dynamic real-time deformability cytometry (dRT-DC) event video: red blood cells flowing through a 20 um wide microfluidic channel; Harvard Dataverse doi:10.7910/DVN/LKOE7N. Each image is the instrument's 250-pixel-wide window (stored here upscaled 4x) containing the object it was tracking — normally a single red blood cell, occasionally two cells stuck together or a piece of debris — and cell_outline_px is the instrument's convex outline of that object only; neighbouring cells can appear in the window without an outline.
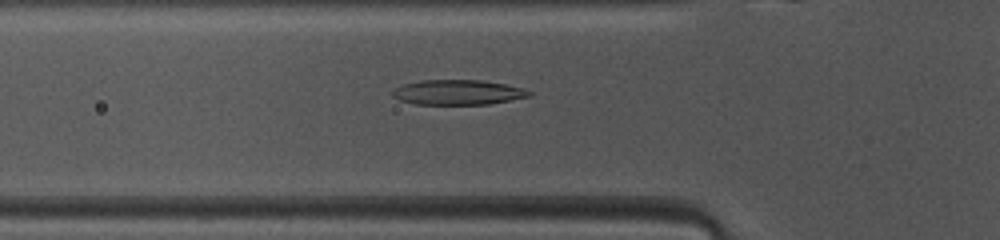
{"species": "common noctule bat (a hibernating species)", "species_latin": "Nyctalus noctula", "temperature_condition": "warm", "stored_images_in_passage": 46, "camera_frame_rate_fps": 3000, "um_per_image_px": 0.085, "animal": {"sex": "female", "body_mass_g": 10.0, "forearm_length_mm": 53.1}, "frame": {"image": 1, "passage_image": 14, "time_ms": 4.333, "image_size_px": [1000, 240], "cell_outline_px": [[532, 96], [488, 104], [416, 104], [400, 100], [392, 96], [392, 92], [396, 88], [404, 84], [420, 80], [480, 80], [504, 84], [524, 88], [532, 92]], "centroid_in_image_um": [38.94, 7.84], "position_along_channel_um": 86.9, "area_um2": 19.77}}
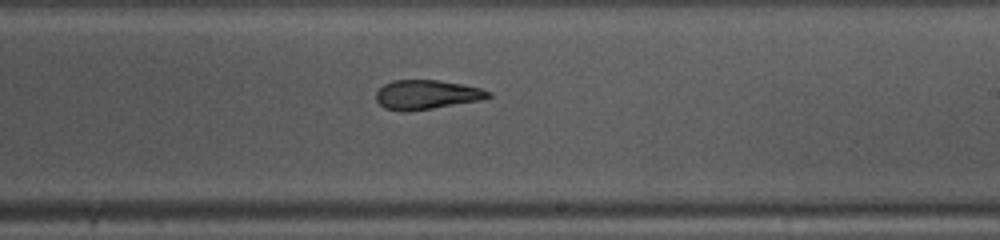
{"frame": {"image": 2, "passage_image": 26, "time_ms": 8.333, "image_size_px": [1000, 240], "cell_outline_px": [[492, 96], [484, 100], [408, 112], [400, 112], [384, 108], [376, 100], [376, 92], [384, 84], [392, 80], [436, 80], [464, 84], [480, 88], [492, 92]], "centroid_in_image_um": [36.28, 8.05], "position_along_channel_um": 252.7, "area_um2": 19.48}}
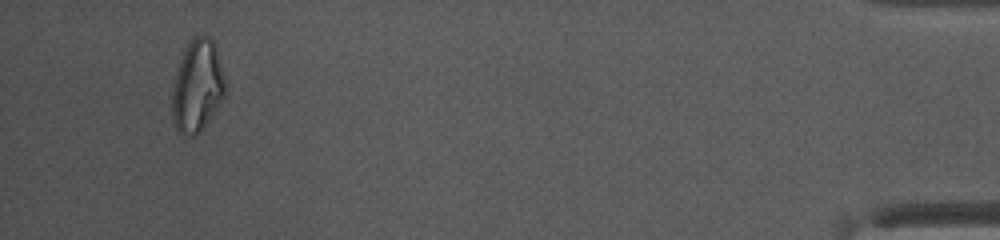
{"frame": {"image": 3, "passage_image": 44, "time_ms": 14.333, "image_size_px": [1000, 240], "cell_outline_px": [[224, 96], [200, 132], [196, 136], [184, 136], [176, 128], [172, 116], [172, 92], [176, 72], [180, 60], [188, 44], [196, 36], [208, 36], [216, 44], [224, 80]], "centroid_in_image_um": [16.75, 7.33], "position_along_channel_um": 418.4, "area_um2": 27.98}, "authors_computed_cell_mechanics": {"area_um2": 20.6924, "velocity_mm_per_s": 4.1251, "shape_relaxation_time_tau1_ms": 7.9233, "shape_relaxation_time_tau2_ms": 2.8678, "deformation_change_tau1": 0.2285, "deformation_change_tau2": 0.1239}}